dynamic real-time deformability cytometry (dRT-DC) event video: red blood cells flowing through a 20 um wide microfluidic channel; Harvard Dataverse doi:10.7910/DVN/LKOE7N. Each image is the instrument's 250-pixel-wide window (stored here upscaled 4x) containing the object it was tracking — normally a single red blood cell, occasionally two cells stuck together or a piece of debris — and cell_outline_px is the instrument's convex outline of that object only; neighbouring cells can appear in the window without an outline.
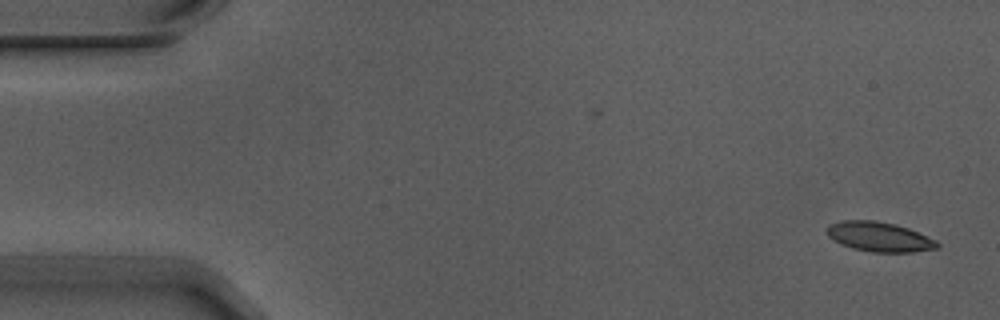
{"species": "Egyptian fruit bat (a non-hibernating species)", "species_latin": "Rousettus aegyptiacus", "temperature_condition": "warm", "stored_images_in_passage": 8, "camera_frame_rate_fps": 3000, "um_per_image_px": 0.085, "animal": {"sex": "male"}, "frame": {"image": 1, "passage_image": 1, "time_ms": 0.0, "image_size_px": [1000, 320], "cell_outline_px": [[940, 244], [936, 248], [912, 252], [872, 252], [852, 248], [840, 244], [832, 240], [828, 236], [824, 228], [828, 224], [840, 220], [876, 220], [896, 224], [908, 228], [936, 240]], "centroid_in_image_um": [74.67, 20.11], "position_along_channel_um": 10.3, "area_um2": 19.31}}
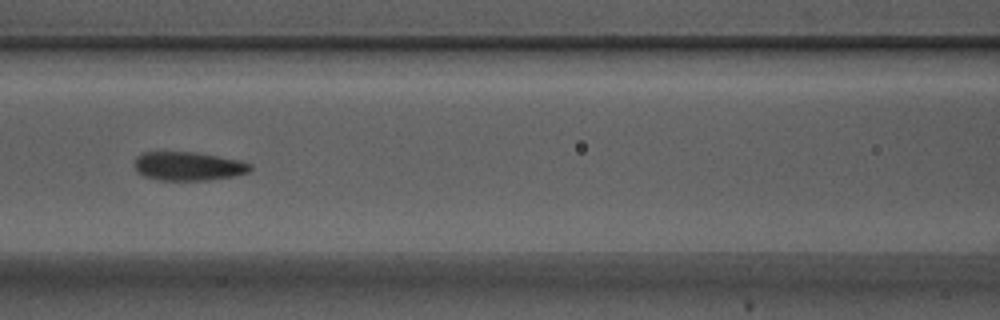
{"frame": {"image": 2, "passage_image": 6, "time_ms": 1.667, "image_size_px": [1000, 320], "cell_outline_px": [[252, 168], [248, 172], [236, 176], [208, 180], [160, 180], [144, 176], [136, 172], [136, 156], [144, 152], [196, 152], [240, 160], [252, 164]], "centroid_in_image_um": [16.03, 14.13], "position_along_channel_um": 150.6, "area_um2": 19.42}}
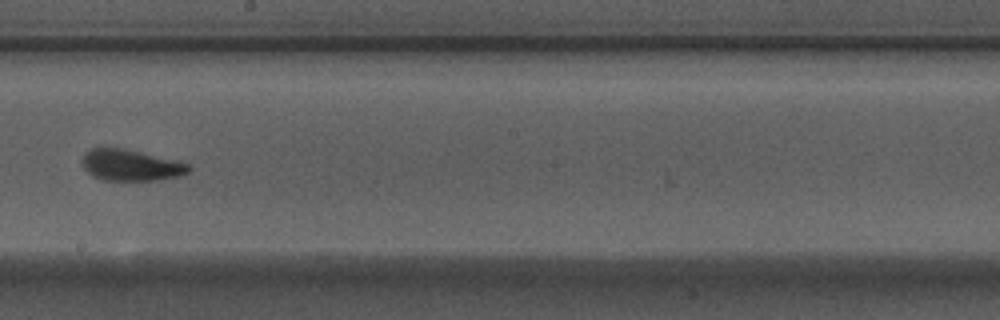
{"frame": {"image": 3, "passage_image": 8, "time_ms": 2.333, "image_size_px": [1000, 320], "cell_outline_px": [[192, 168], [188, 172], [180, 176], [160, 180], [104, 180], [92, 176], [84, 168], [80, 160], [84, 152], [92, 148], [124, 148], [180, 160], [192, 164]], "centroid_in_image_um": [11.16, 14.03], "position_along_channel_um": 237.0, "area_um2": 19.88}}